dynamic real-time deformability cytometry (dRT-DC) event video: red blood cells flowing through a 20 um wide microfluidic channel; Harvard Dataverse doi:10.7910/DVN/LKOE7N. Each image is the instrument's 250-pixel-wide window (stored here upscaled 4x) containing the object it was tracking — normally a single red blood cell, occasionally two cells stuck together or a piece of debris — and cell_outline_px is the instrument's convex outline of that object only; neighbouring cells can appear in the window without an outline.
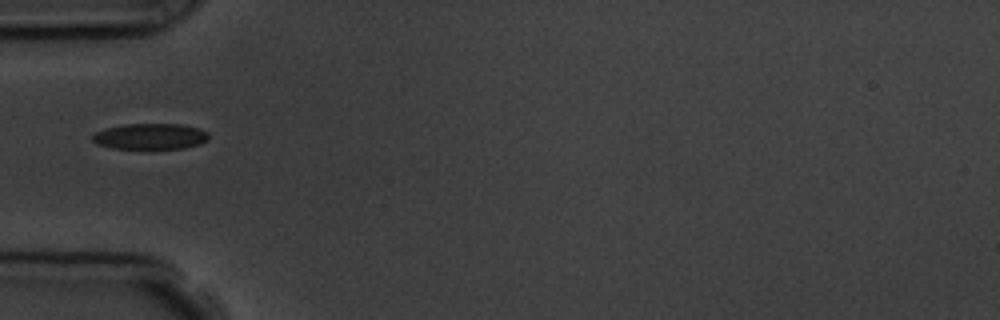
{"species": "common noctule bat (a hibernating species)", "species_latin": "Nyctalus noctula", "temperature_condition": "room temperature", "stored_images_in_passage": 6, "camera_frame_rate_fps": 3000, "um_per_image_px": 0.085, "animal": {"sex": "male", "body_mass_g": 19.5, "forearm_length_mm": 54.6}, "frame": {"image": 1, "passage_image": 6, "time_ms": 5.667, "image_size_px": [1000, 320], "cell_outline_px": [[208, 136], [200, 144], [184, 148], [148, 152], [112, 148], [96, 144], [92, 140], [92, 136], [96, 132], [104, 128], [124, 124], [180, 124], [200, 128], [208, 132]], "centroid_in_image_um": [12.74, 11.64], "position_along_channel_um": 72.3, "area_um2": 18.5}}